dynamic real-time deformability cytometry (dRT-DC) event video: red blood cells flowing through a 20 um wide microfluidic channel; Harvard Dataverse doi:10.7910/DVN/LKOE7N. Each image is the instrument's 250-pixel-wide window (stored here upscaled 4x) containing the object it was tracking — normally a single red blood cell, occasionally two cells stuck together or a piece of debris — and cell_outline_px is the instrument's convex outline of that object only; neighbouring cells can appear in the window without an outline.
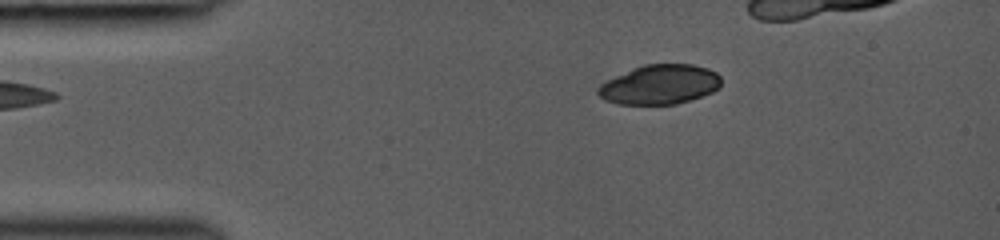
{"species": "common noctule bat (a hibernating species)", "species_latin": "Nyctalus noctula", "temperature_condition": "room temperature", "stored_images_in_passage": 5, "camera_frame_rate_fps": 3000, "um_per_image_px": 0.085, "animal": {"sex": "female", "body_mass_g": 19.0, "forearm_length_mm": 53.3}, "frame": {"image": 1, "passage_image": 1, "time_ms": 0.0, "image_size_px": [1000, 240], "cell_outline_px": [[720, 88], [712, 92], [676, 104], [616, 104], [604, 100], [596, 92], [596, 88], [600, 84], [632, 68], [644, 64], [692, 64], [708, 68], [716, 72], [720, 76]], "centroid_in_image_um": [56.06, 7.18], "position_along_channel_um": 28.9, "area_um2": 28.38}}